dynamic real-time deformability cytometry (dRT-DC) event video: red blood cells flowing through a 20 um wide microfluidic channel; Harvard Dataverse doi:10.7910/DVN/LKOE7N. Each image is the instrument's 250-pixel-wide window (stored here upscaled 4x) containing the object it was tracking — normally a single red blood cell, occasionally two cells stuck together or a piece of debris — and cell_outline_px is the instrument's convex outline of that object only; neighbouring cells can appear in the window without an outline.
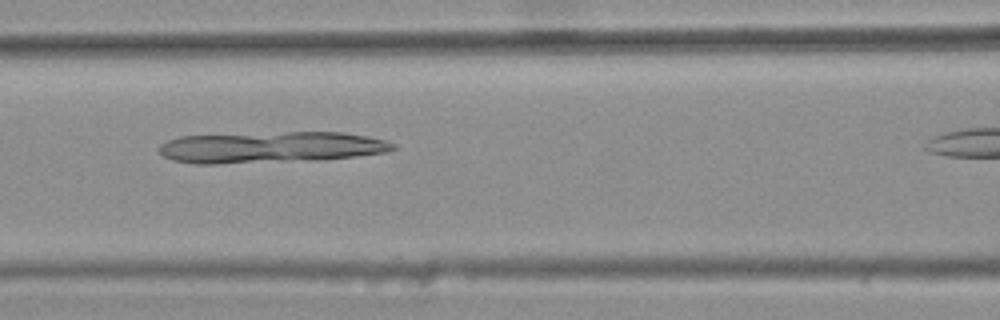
{"species": "common noctule bat (a hibernating species)", "species_latin": "Nyctalus noctula", "temperature_condition": "warm", "stored_images_in_passage": 6, "segment_of_instrument_passage": [1, 2], "camera_frame_rate_fps": 3000, "um_per_image_px": 0.085, "animal": {"sex": "female", "body_mass_g": 25.1}, "frame": {"image": 1, "passage_image": 4, "time_ms": 1.0, "image_size_px": [1000, 320], "cell_outline_px": [[396, 148], [388, 152], [356, 156], [316, 160], [216, 164], [196, 164], [172, 160], [164, 156], [156, 148], [160, 144], [168, 140], [180, 136], [288, 132], [344, 132], [368, 136], [388, 140], [396, 144]], "centroid_in_image_um": [23.04, 12.52], "position_along_channel_um": 143.6, "area_um2": 42.95}}
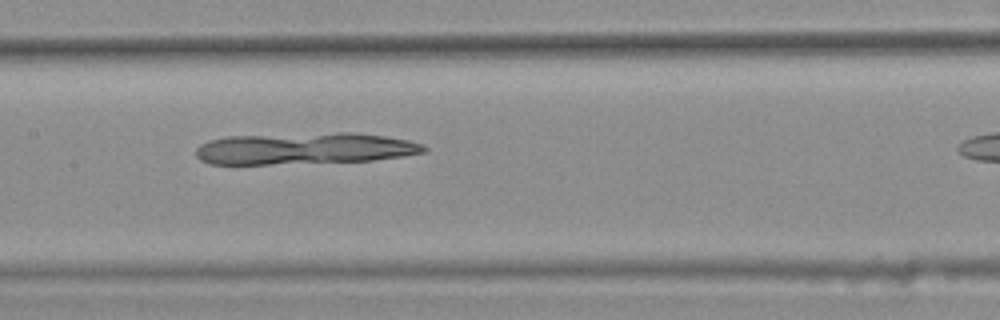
{"frame": {"image": 2, "passage_image": 5, "time_ms": 1.333, "image_size_px": [1000, 320], "cell_outline_px": [[428, 148], [424, 152], [404, 156], [372, 160], [268, 164], [208, 164], [200, 160], [196, 156], [196, 148], [200, 144], [208, 140], [228, 136], [340, 132], [356, 132], [384, 136], [408, 140], [424, 144]], "centroid_in_image_um": [25.87, 12.61], "position_along_channel_um": 181.5, "area_um2": 42.14}}